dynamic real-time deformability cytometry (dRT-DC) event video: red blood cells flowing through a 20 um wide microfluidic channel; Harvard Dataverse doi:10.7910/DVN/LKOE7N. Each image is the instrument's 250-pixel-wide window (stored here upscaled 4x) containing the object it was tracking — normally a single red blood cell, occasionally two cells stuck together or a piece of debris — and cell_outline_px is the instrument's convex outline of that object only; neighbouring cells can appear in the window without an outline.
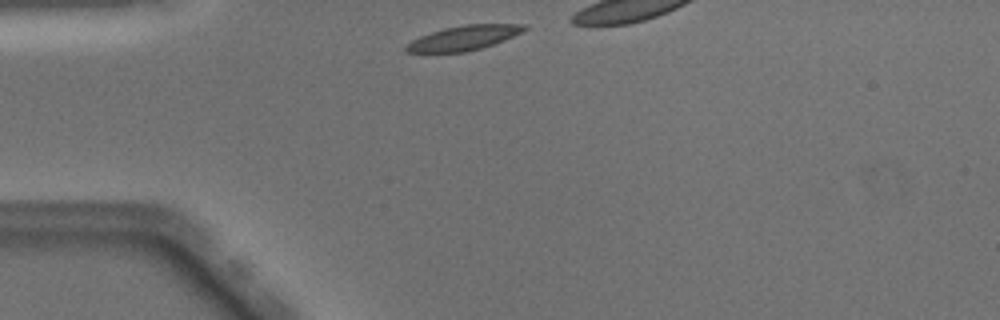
{"species": "Egyptian fruit bat (a non-hibernating species)", "species_latin": "Rousettus aegyptiacus", "temperature_condition": "warm", "stored_images_in_passage": 28, "camera_frame_rate_fps": 3000, "um_per_image_px": 0.085, "animal": {"sex": "male"}, "frame": {"image": 1, "passage_image": 1, "time_ms": 0.0, "image_size_px": [1000, 320], "cell_outline_px": [[528, 28], [504, 40], [480, 48], [464, 52], [404, 52], [404, 48], [412, 40], [420, 36], [444, 28], [464, 24], [528, 24]], "centroid_in_image_um": [39.41, 3.21], "position_along_channel_um": 45.6, "area_um2": 16.7}}
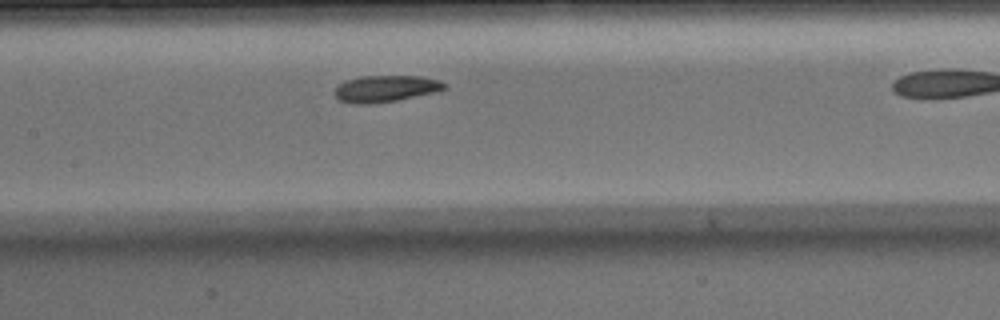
{"frame": {"image": 2, "passage_image": 12, "time_ms": 3.667, "image_size_px": [1000, 320], "cell_outline_px": [[448, 88], [436, 92], [396, 100], [372, 104], [352, 104], [336, 100], [332, 92], [336, 84], [360, 76], [420, 76], [440, 80], [448, 84]], "centroid_in_image_um": [32.73, 7.54], "position_along_channel_um": 174.7, "area_um2": 17.46}}
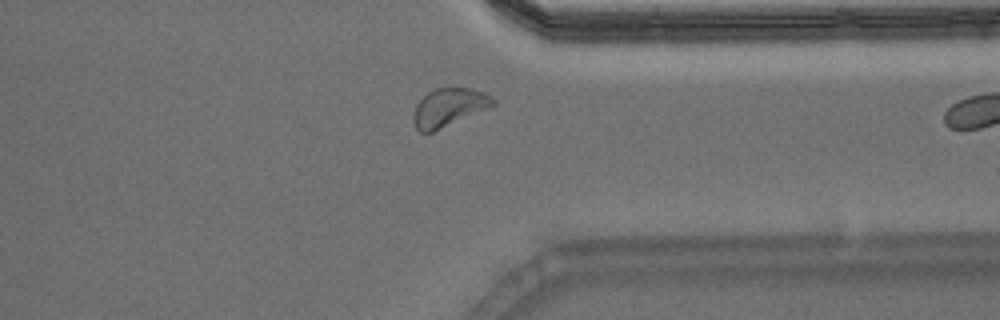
{"frame": {"image": 3, "passage_image": 27, "time_ms": 8.667, "image_size_px": [1000, 320], "cell_outline_px": [[496, 104], [432, 132], [420, 132], [416, 128], [412, 120], [412, 116], [416, 104], [428, 92], [436, 88], [468, 88], [484, 92], [492, 96], [496, 100]], "centroid_in_image_um": [38.13, 9.12], "position_along_channel_um": 373.3, "area_um2": 17.46}}